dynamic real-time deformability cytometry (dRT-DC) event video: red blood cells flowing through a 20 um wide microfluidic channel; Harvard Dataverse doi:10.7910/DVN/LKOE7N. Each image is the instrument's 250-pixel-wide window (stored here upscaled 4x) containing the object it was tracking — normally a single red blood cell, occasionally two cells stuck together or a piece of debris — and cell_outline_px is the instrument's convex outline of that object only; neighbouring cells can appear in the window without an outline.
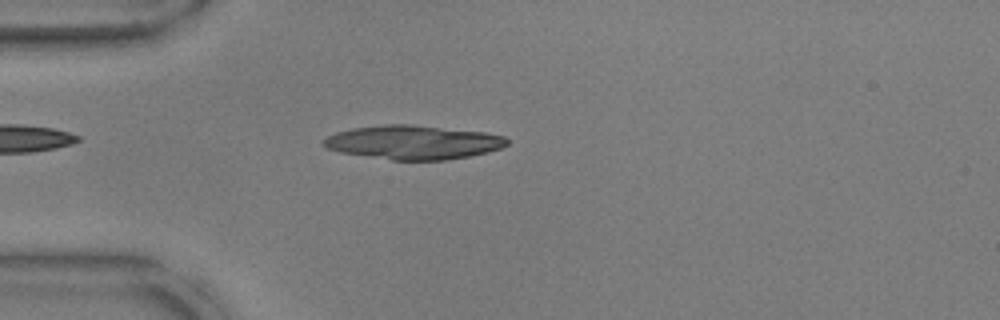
{"species": "common noctule bat (a hibernating species)", "species_latin": "Nyctalus noctula", "temperature_condition": "warm", "stored_images_in_passage": 52, "camera_frame_rate_fps": 3000, "um_per_image_px": 0.085, "animal": {"sex": "male", "body_mass_g": 17.9, "forearm_length_mm": 54.2}, "frame": {"image": 1, "passage_image": 14, "time_ms": 4.333, "image_size_px": [1000, 320], "cell_outline_px": [[508, 144], [500, 148], [488, 152], [448, 160], [392, 160], [340, 152], [328, 148], [320, 144], [320, 140], [336, 132], [352, 128], [384, 124], [408, 124], [484, 132], [504, 136], [508, 140]], "centroid_in_image_um": [35.09, 12.09], "position_along_channel_um": 49.9, "area_um2": 36.3}}